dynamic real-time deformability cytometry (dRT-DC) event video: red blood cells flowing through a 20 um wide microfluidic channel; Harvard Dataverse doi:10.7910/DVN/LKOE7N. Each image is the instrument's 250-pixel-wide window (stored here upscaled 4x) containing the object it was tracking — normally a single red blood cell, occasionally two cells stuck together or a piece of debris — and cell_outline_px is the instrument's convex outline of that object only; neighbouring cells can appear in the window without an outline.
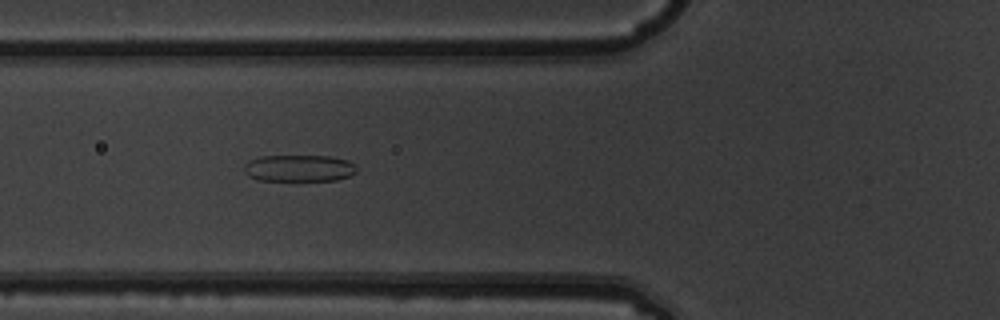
{"species": "common noctule bat (a hibernating species)", "species_latin": "Nyctalus noctula", "temperature_condition": "warm", "stored_images_in_passage": 6, "camera_frame_rate_fps": 3000, "um_per_image_px": 0.085, "animal": {"sex": "male", "body_mass_g": 19.5, "forearm_length_mm": 54.6}, "frame": {"image": 1, "passage_image": 6, "time_ms": 1.667, "image_size_px": [1000, 320], "cell_outline_px": [[356, 172], [352, 176], [336, 180], [260, 180], [248, 176], [244, 172], [244, 164], [248, 160], [260, 156], [328, 156], [348, 160], [356, 168]], "centroid_in_image_um": [25.4, 14.29], "position_along_channel_um": 100.4, "area_um2": 17.57}}